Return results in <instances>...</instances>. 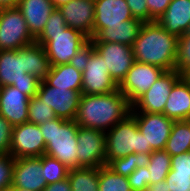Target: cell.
I'll list each match as a JSON object with an SVG mask.
<instances>
[{"label": "cell", "instance_id": "6da1fadb", "mask_svg": "<svg viewBox=\"0 0 190 191\" xmlns=\"http://www.w3.org/2000/svg\"><path fill=\"white\" fill-rule=\"evenodd\" d=\"M131 107L119 89L107 94H82L75 122L80 127L106 132L129 115Z\"/></svg>", "mask_w": 190, "mask_h": 191}, {"label": "cell", "instance_id": "7a4b0ae2", "mask_svg": "<svg viewBox=\"0 0 190 191\" xmlns=\"http://www.w3.org/2000/svg\"><path fill=\"white\" fill-rule=\"evenodd\" d=\"M50 67L44 47L36 41L18 50L0 51V87L21 80L44 81Z\"/></svg>", "mask_w": 190, "mask_h": 191}, {"label": "cell", "instance_id": "3957f363", "mask_svg": "<svg viewBox=\"0 0 190 191\" xmlns=\"http://www.w3.org/2000/svg\"><path fill=\"white\" fill-rule=\"evenodd\" d=\"M178 38L162 28L157 21L142 25L132 45L135 61L175 70Z\"/></svg>", "mask_w": 190, "mask_h": 191}, {"label": "cell", "instance_id": "277c9868", "mask_svg": "<svg viewBox=\"0 0 190 191\" xmlns=\"http://www.w3.org/2000/svg\"><path fill=\"white\" fill-rule=\"evenodd\" d=\"M75 120L55 118L39 125L44 137L45 154L56 158L69 169L78 168L77 132Z\"/></svg>", "mask_w": 190, "mask_h": 191}, {"label": "cell", "instance_id": "5b68a950", "mask_svg": "<svg viewBox=\"0 0 190 191\" xmlns=\"http://www.w3.org/2000/svg\"><path fill=\"white\" fill-rule=\"evenodd\" d=\"M105 163L134 153L151 154L150 146H146L144 135L138 130L134 116L130 113L123 120L105 132Z\"/></svg>", "mask_w": 190, "mask_h": 191}, {"label": "cell", "instance_id": "8992f818", "mask_svg": "<svg viewBox=\"0 0 190 191\" xmlns=\"http://www.w3.org/2000/svg\"><path fill=\"white\" fill-rule=\"evenodd\" d=\"M89 40L81 31L67 27L65 31L42 32L35 41L44 47L53 67L68 64Z\"/></svg>", "mask_w": 190, "mask_h": 191}, {"label": "cell", "instance_id": "52a82bcc", "mask_svg": "<svg viewBox=\"0 0 190 191\" xmlns=\"http://www.w3.org/2000/svg\"><path fill=\"white\" fill-rule=\"evenodd\" d=\"M35 42L17 7L0 9V51L18 50Z\"/></svg>", "mask_w": 190, "mask_h": 191}, {"label": "cell", "instance_id": "ba28073f", "mask_svg": "<svg viewBox=\"0 0 190 191\" xmlns=\"http://www.w3.org/2000/svg\"><path fill=\"white\" fill-rule=\"evenodd\" d=\"M164 72L157 66L135 61L118 89L132 106Z\"/></svg>", "mask_w": 190, "mask_h": 191}, {"label": "cell", "instance_id": "9c48e42d", "mask_svg": "<svg viewBox=\"0 0 190 191\" xmlns=\"http://www.w3.org/2000/svg\"><path fill=\"white\" fill-rule=\"evenodd\" d=\"M181 76L176 70L165 71L132 105L130 113L163 114L170 91Z\"/></svg>", "mask_w": 190, "mask_h": 191}, {"label": "cell", "instance_id": "30bf717a", "mask_svg": "<svg viewBox=\"0 0 190 191\" xmlns=\"http://www.w3.org/2000/svg\"><path fill=\"white\" fill-rule=\"evenodd\" d=\"M105 132L79 127L77 132L78 168L105 166Z\"/></svg>", "mask_w": 190, "mask_h": 191}, {"label": "cell", "instance_id": "8fae6325", "mask_svg": "<svg viewBox=\"0 0 190 191\" xmlns=\"http://www.w3.org/2000/svg\"><path fill=\"white\" fill-rule=\"evenodd\" d=\"M45 147L39 125L26 122L13 127L10 147L13 158L40 157L45 154Z\"/></svg>", "mask_w": 190, "mask_h": 191}, {"label": "cell", "instance_id": "7c38bea8", "mask_svg": "<svg viewBox=\"0 0 190 191\" xmlns=\"http://www.w3.org/2000/svg\"><path fill=\"white\" fill-rule=\"evenodd\" d=\"M81 93L75 90H65L40 81L36 96L48 107H51L57 118L75 120Z\"/></svg>", "mask_w": 190, "mask_h": 191}, {"label": "cell", "instance_id": "4fadbf2b", "mask_svg": "<svg viewBox=\"0 0 190 191\" xmlns=\"http://www.w3.org/2000/svg\"><path fill=\"white\" fill-rule=\"evenodd\" d=\"M116 90H118V85L110 76L102 56L94 50L82 72L81 94H107Z\"/></svg>", "mask_w": 190, "mask_h": 191}, {"label": "cell", "instance_id": "5bb4252c", "mask_svg": "<svg viewBox=\"0 0 190 191\" xmlns=\"http://www.w3.org/2000/svg\"><path fill=\"white\" fill-rule=\"evenodd\" d=\"M102 56L110 76L119 85L135 62L131 46L121 43L92 42Z\"/></svg>", "mask_w": 190, "mask_h": 191}, {"label": "cell", "instance_id": "9a60e30c", "mask_svg": "<svg viewBox=\"0 0 190 191\" xmlns=\"http://www.w3.org/2000/svg\"><path fill=\"white\" fill-rule=\"evenodd\" d=\"M131 114L136 120L138 130L144 135L146 146H150L153 151L164 150L174 121L164 114Z\"/></svg>", "mask_w": 190, "mask_h": 191}, {"label": "cell", "instance_id": "2e32d148", "mask_svg": "<svg viewBox=\"0 0 190 191\" xmlns=\"http://www.w3.org/2000/svg\"><path fill=\"white\" fill-rule=\"evenodd\" d=\"M47 186L42 168V156L15 159L12 186L30 191H43Z\"/></svg>", "mask_w": 190, "mask_h": 191}, {"label": "cell", "instance_id": "e0dca14e", "mask_svg": "<svg viewBox=\"0 0 190 191\" xmlns=\"http://www.w3.org/2000/svg\"><path fill=\"white\" fill-rule=\"evenodd\" d=\"M94 9L95 0H71L58 8L66 25L89 39L94 38Z\"/></svg>", "mask_w": 190, "mask_h": 191}, {"label": "cell", "instance_id": "ac0fdd59", "mask_svg": "<svg viewBox=\"0 0 190 191\" xmlns=\"http://www.w3.org/2000/svg\"><path fill=\"white\" fill-rule=\"evenodd\" d=\"M29 97L17 88L0 87V115L14 127L28 122Z\"/></svg>", "mask_w": 190, "mask_h": 191}, {"label": "cell", "instance_id": "d6986e66", "mask_svg": "<svg viewBox=\"0 0 190 191\" xmlns=\"http://www.w3.org/2000/svg\"><path fill=\"white\" fill-rule=\"evenodd\" d=\"M94 15V37L109 25L133 18L126 0H95Z\"/></svg>", "mask_w": 190, "mask_h": 191}, {"label": "cell", "instance_id": "ffe728a7", "mask_svg": "<svg viewBox=\"0 0 190 191\" xmlns=\"http://www.w3.org/2000/svg\"><path fill=\"white\" fill-rule=\"evenodd\" d=\"M17 8L24 16L28 31L35 40L43 32L55 9L50 0H20Z\"/></svg>", "mask_w": 190, "mask_h": 191}, {"label": "cell", "instance_id": "44dd1931", "mask_svg": "<svg viewBox=\"0 0 190 191\" xmlns=\"http://www.w3.org/2000/svg\"><path fill=\"white\" fill-rule=\"evenodd\" d=\"M157 22L170 34L181 37L190 26V0H172Z\"/></svg>", "mask_w": 190, "mask_h": 191}, {"label": "cell", "instance_id": "7402d4cb", "mask_svg": "<svg viewBox=\"0 0 190 191\" xmlns=\"http://www.w3.org/2000/svg\"><path fill=\"white\" fill-rule=\"evenodd\" d=\"M163 114L173 121L190 118V84L181 76L173 85Z\"/></svg>", "mask_w": 190, "mask_h": 191}, {"label": "cell", "instance_id": "603a6c76", "mask_svg": "<svg viewBox=\"0 0 190 191\" xmlns=\"http://www.w3.org/2000/svg\"><path fill=\"white\" fill-rule=\"evenodd\" d=\"M143 24L142 21L132 18L119 25H109V28L102 29L90 40L92 42L121 43L132 47Z\"/></svg>", "mask_w": 190, "mask_h": 191}, {"label": "cell", "instance_id": "cb8c5ba5", "mask_svg": "<svg viewBox=\"0 0 190 191\" xmlns=\"http://www.w3.org/2000/svg\"><path fill=\"white\" fill-rule=\"evenodd\" d=\"M44 81L55 88L75 90L81 93L82 72L69 63L53 66L50 67L49 74Z\"/></svg>", "mask_w": 190, "mask_h": 191}, {"label": "cell", "instance_id": "d4e9b609", "mask_svg": "<svg viewBox=\"0 0 190 191\" xmlns=\"http://www.w3.org/2000/svg\"><path fill=\"white\" fill-rule=\"evenodd\" d=\"M171 156L190 152V121H174L165 149Z\"/></svg>", "mask_w": 190, "mask_h": 191}, {"label": "cell", "instance_id": "484cf974", "mask_svg": "<svg viewBox=\"0 0 190 191\" xmlns=\"http://www.w3.org/2000/svg\"><path fill=\"white\" fill-rule=\"evenodd\" d=\"M68 181L71 191H99V167L70 169Z\"/></svg>", "mask_w": 190, "mask_h": 191}, {"label": "cell", "instance_id": "4316f807", "mask_svg": "<svg viewBox=\"0 0 190 191\" xmlns=\"http://www.w3.org/2000/svg\"><path fill=\"white\" fill-rule=\"evenodd\" d=\"M150 154L134 153L112 160L107 166L116 174L128 177L137 168L148 166Z\"/></svg>", "mask_w": 190, "mask_h": 191}, {"label": "cell", "instance_id": "83f0119b", "mask_svg": "<svg viewBox=\"0 0 190 191\" xmlns=\"http://www.w3.org/2000/svg\"><path fill=\"white\" fill-rule=\"evenodd\" d=\"M147 168L150 171L149 184L165 180L171 170V155L165 150L153 151Z\"/></svg>", "mask_w": 190, "mask_h": 191}, {"label": "cell", "instance_id": "f1b7e54d", "mask_svg": "<svg viewBox=\"0 0 190 191\" xmlns=\"http://www.w3.org/2000/svg\"><path fill=\"white\" fill-rule=\"evenodd\" d=\"M99 191H132L128 177L116 174L107 165L99 167Z\"/></svg>", "mask_w": 190, "mask_h": 191}, {"label": "cell", "instance_id": "f546056e", "mask_svg": "<svg viewBox=\"0 0 190 191\" xmlns=\"http://www.w3.org/2000/svg\"><path fill=\"white\" fill-rule=\"evenodd\" d=\"M42 168L47 184L67 179L70 171L66 165L46 154L42 155Z\"/></svg>", "mask_w": 190, "mask_h": 191}, {"label": "cell", "instance_id": "4dcf8cb0", "mask_svg": "<svg viewBox=\"0 0 190 191\" xmlns=\"http://www.w3.org/2000/svg\"><path fill=\"white\" fill-rule=\"evenodd\" d=\"M55 118L57 117L53 109L43 103L36 95L29 98L28 122L40 125Z\"/></svg>", "mask_w": 190, "mask_h": 191}, {"label": "cell", "instance_id": "1f68e13d", "mask_svg": "<svg viewBox=\"0 0 190 191\" xmlns=\"http://www.w3.org/2000/svg\"><path fill=\"white\" fill-rule=\"evenodd\" d=\"M190 69V33L178 38L175 70L182 76Z\"/></svg>", "mask_w": 190, "mask_h": 191}, {"label": "cell", "instance_id": "d6a6232c", "mask_svg": "<svg viewBox=\"0 0 190 191\" xmlns=\"http://www.w3.org/2000/svg\"><path fill=\"white\" fill-rule=\"evenodd\" d=\"M15 158L10 154H0V190L12 186Z\"/></svg>", "mask_w": 190, "mask_h": 191}, {"label": "cell", "instance_id": "836d02e7", "mask_svg": "<svg viewBox=\"0 0 190 191\" xmlns=\"http://www.w3.org/2000/svg\"><path fill=\"white\" fill-rule=\"evenodd\" d=\"M149 175L150 171L147 166L137 168L129 176V184L132 191H145L146 187L149 185Z\"/></svg>", "mask_w": 190, "mask_h": 191}, {"label": "cell", "instance_id": "e575fe53", "mask_svg": "<svg viewBox=\"0 0 190 191\" xmlns=\"http://www.w3.org/2000/svg\"><path fill=\"white\" fill-rule=\"evenodd\" d=\"M168 191H190V175L175 174L170 170L165 179Z\"/></svg>", "mask_w": 190, "mask_h": 191}, {"label": "cell", "instance_id": "d590c367", "mask_svg": "<svg viewBox=\"0 0 190 191\" xmlns=\"http://www.w3.org/2000/svg\"><path fill=\"white\" fill-rule=\"evenodd\" d=\"M94 44L89 40L82 48H80L76 55L70 60L69 64L72 65L76 70L83 72L91 53L94 51Z\"/></svg>", "mask_w": 190, "mask_h": 191}, {"label": "cell", "instance_id": "8d00e7d4", "mask_svg": "<svg viewBox=\"0 0 190 191\" xmlns=\"http://www.w3.org/2000/svg\"><path fill=\"white\" fill-rule=\"evenodd\" d=\"M13 126L0 115V154H10Z\"/></svg>", "mask_w": 190, "mask_h": 191}, {"label": "cell", "instance_id": "74e56055", "mask_svg": "<svg viewBox=\"0 0 190 191\" xmlns=\"http://www.w3.org/2000/svg\"><path fill=\"white\" fill-rule=\"evenodd\" d=\"M126 2L133 18L140 20L143 23L149 22V12L146 0H126Z\"/></svg>", "mask_w": 190, "mask_h": 191}, {"label": "cell", "instance_id": "f35d334b", "mask_svg": "<svg viewBox=\"0 0 190 191\" xmlns=\"http://www.w3.org/2000/svg\"><path fill=\"white\" fill-rule=\"evenodd\" d=\"M171 170L175 174L190 175V152L171 156Z\"/></svg>", "mask_w": 190, "mask_h": 191}, {"label": "cell", "instance_id": "ab89813d", "mask_svg": "<svg viewBox=\"0 0 190 191\" xmlns=\"http://www.w3.org/2000/svg\"><path fill=\"white\" fill-rule=\"evenodd\" d=\"M68 26L58 8H55L54 11L50 14L49 19L46 22L43 32H56V31H65Z\"/></svg>", "mask_w": 190, "mask_h": 191}, {"label": "cell", "instance_id": "60d3db41", "mask_svg": "<svg viewBox=\"0 0 190 191\" xmlns=\"http://www.w3.org/2000/svg\"><path fill=\"white\" fill-rule=\"evenodd\" d=\"M149 12V22L158 21L172 0H146Z\"/></svg>", "mask_w": 190, "mask_h": 191}, {"label": "cell", "instance_id": "b9f144b4", "mask_svg": "<svg viewBox=\"0 0 190 191\" xmlns=\"http://www.w3.org/2000/svg\"><path fill=\"white\" fill-rule=\"evenodd\" d=\"M39 84L40 80H21L17 83H14L12 86L31 98L34 97L38 92Z\"/></svg>", "mask_w": 190, "mask_h": 191}, {"label": "cell", "instance_id": "7bdbcfd3", "mask_svg": "<svg viewBox=\"0 0 190 191\" xmlns=\"http://www.w3.org/2000/svg\"><path fill=\"white\" fill-rule=\"evenodd\" d=\"M43 191H71L70 182L68 178L55 183L47 184Z\"/></svg>", "mask_w": 190, "mask_h": 191}, {"label": "cell", "instance_id": "ee69618b", "mask_svg": "<svg viewBox=\"0 0 190 191\" xmlns=\"http://www.w3.org/2000/svg\"><path fill=\"white\" fill-rule=\"evenodd\" d=\"M145 191H168L167 182L165 180L149 184Z\"/></svg>", "mask_w": 190, "mask_h": 191}, {"label": "cell", "instance_id": "f6af8a7d", "mask_svg": "<svg viewBox=\"0 0 190 191\" xmlns=\"http://www.w3.org/2000/svg\"><path fill=\"white\" fill-rule=\"evenodd\" d=\"M20 0H0V9L17 7Z\"/></svg>", "mask_w": 190, "mask_h": 191}, {"label": "cell", "instance_id": "bcb514c9", "mask_svg": "<svg viewBox=\"0 0 190 191\" xmlns=\"http://www.w3.org/2000/svg\"><path fill=\"white\" fill-rule=\"evenodd\" d=\"M52 5L55 7V8H59L60 6L68 3L69 1L71 0H50Z\"/></svg>", "mask_w": 190, "mask_h": 191}, {"label": "cell", "instance_id": "7dc6e473", "mask_svg": "<svg viewBox=\"0 0 190 191\" xmlns=\"http://www.w3.org/2000/svg\"><path fill=\"white\" fill-rule=\"evenodd\" d=\"M183 77L188 81L190 84V69L183 75Z\"/></svg>", "mask_w": 190, "mask_h": 191}, {"label": "cell", "instance_id": "c3c4849f", "mask_svg": "<svg viewBox=\"0 0 190 191\" xmlns=\"http://www.w3.org/2000/svg\"><path fill=\"white\" fill-rule=\"evenodd\" d=\"M13 191H30L28 189H22V188H19V187H10Z\"/></svg>", "mask_w": 190, "mask_h": 191}, {"label": "cell", "instance_id": "681fc988", "mask_svg": "<svg viewBox=\"0 0 190 191\" xmlns=\"http://www.w3.org/2000/svg\"><path fill=\"white\" fill-rule=\"evenodd\" d=\"M0 191H13L11 188H7V189H2Z\"/></svg>", "mask_w": 190, "mask_h": 191}, {"label": "cell", "instance_id": "f907efd6", "mask_svg": "<svg viewBox=\"0 0 190 191\" xmlns=\"http://www.w3.org/2000/svg\"><path fill=\"white\" fill-rule=\"evenodd\" d=\"M186 33H190V26H189V28H188V30H187V32Z\"/></svg>", "mask_w": 190, "mask_h": 191}]
</instances>
